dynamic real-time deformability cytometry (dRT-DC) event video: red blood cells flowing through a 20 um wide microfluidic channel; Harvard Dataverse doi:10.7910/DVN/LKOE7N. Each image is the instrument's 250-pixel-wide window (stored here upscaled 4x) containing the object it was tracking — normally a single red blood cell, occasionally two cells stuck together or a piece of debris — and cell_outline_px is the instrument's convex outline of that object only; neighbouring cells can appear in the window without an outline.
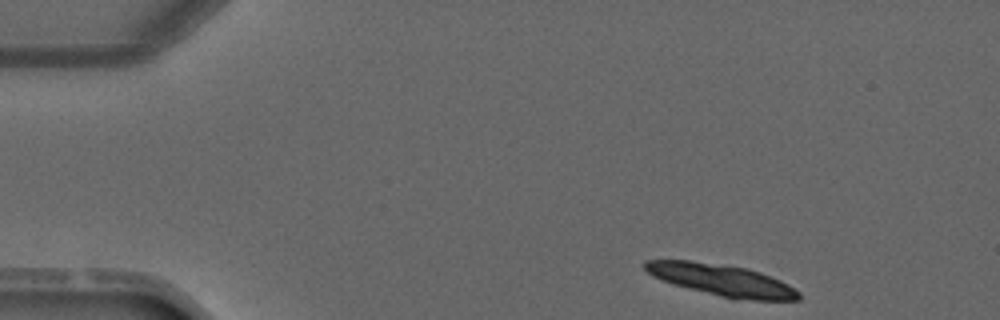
{"species": "common noctule bat (a hibernating species)", "species_latin": "Nyctalus noctula", "temperature_condition": "warm", "stored_images_in_passage": 3, "camera_frame_rate_fps": 3000, "um_per_image_px": 0.085, "animal": {"sex": "male", "forearm_length_mm": 52.5}, "frame": {"image": 1, "passage_image": 1, "time_ms": 0.0, "image_size_px": [1000, 320], "cell_outline_px": [[800, 300], [752, 300], [720, 296], [672, 284], [660, 280], [652, 276], [644, 268], [644, 260], [688, 260], [748, 268], [760, 272], [780, 280], [788, 284], [800, 292]], "centroid_in_image_um": [61.34, 23.8], "position_along_channel_um": 23.7, "area_um2": 28.09}}